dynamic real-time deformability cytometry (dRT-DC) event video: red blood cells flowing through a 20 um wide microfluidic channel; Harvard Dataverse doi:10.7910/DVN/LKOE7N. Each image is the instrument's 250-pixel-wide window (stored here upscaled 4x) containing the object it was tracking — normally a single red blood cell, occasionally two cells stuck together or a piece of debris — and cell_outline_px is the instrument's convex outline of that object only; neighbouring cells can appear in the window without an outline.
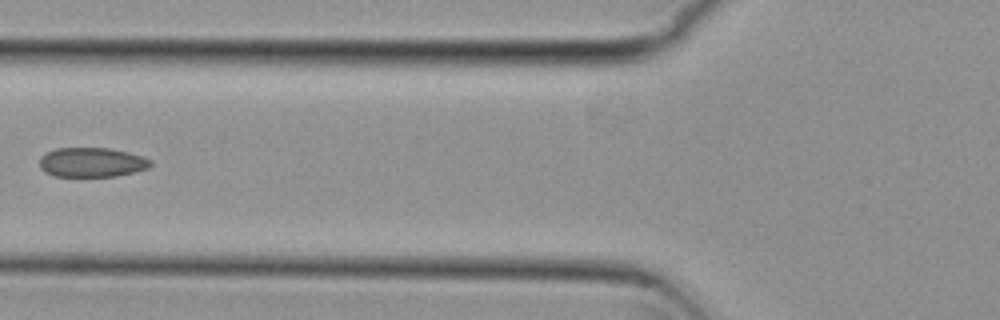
{"species": "common noctule bat (a hibernating species)", "species_latin": "Nyctalus noctula", "temperature_condition": "cold", "stored_images_in_passage": 6, "camera_frame_rate_fps": 3000, "um_per_image_px": 0.085, "animal": {"sex": "female", "body_mass_g": 29.2, "forearm_length_mm": 56.3}, "frame": {"image": 1, "passage_image": 6, "time_ms": 1.667, "image_size_px": [1000, 320], "cell_outline_px": [[152, 164], [148, 168], [136, 172], [116, 176], [52, 176], [44, 172], [40, 168], [40, 156], [56, 148], [112, 148], [128, 152], [152, 160]], "centroid_in_image_um": [7.8, 13.8], "position_along_channel_um": 118.0, "area_um2": 19.19}}